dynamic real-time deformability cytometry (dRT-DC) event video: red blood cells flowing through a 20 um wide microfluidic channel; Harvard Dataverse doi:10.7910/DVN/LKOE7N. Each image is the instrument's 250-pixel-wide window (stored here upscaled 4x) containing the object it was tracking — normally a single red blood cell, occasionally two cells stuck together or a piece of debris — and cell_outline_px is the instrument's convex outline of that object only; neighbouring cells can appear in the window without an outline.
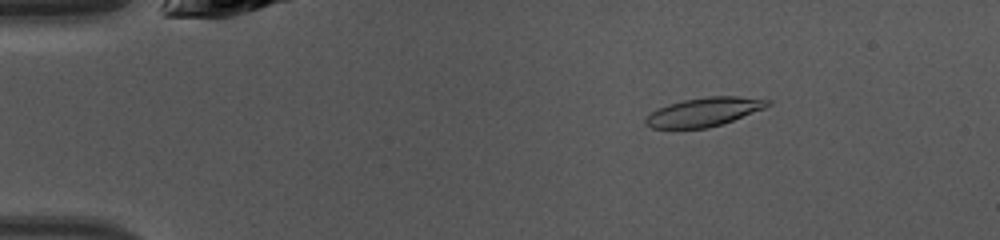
{"species": "common noctule bat (a hibernating species)", "species_latin": "Nyctalus noctula", "temperature_condition": "warm", "stored_images_in_passage": 46, "camera_frame_rate_fps": 3000, "um_per_image_px": 0.085, "animal": {"sex": "female", "body_mass_g": 10.0, "forearm_length_mm": 53.1}, "frame": {"image": 1, "passage_image": 8, "time_ms": 2.333, "image_size_px": [1000, 240], "cell_outline_px": [[772, 104], [764, 108], [724, 124], [708, 128], [652, 128], [644, 124], [644, 120], [656, 108], [668, 104], [684, 100], [708, 96], [736, 96], [772, 100]], "centroid_in_image_um": [59.85, 9.51], "position_along_channel_um": 25.1, "area_um2": 20.52}}
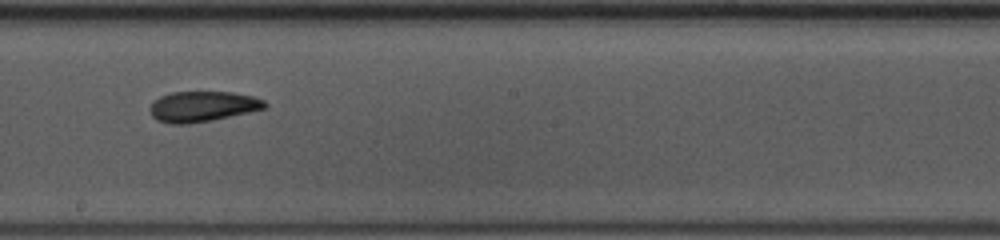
{"frame": {"image": 2, "passage_image": 27, "time_ms": 8.667, "image_size_px": [1000, 240], "cell_outline_px": [[268, 108], [212, 120], [188, 124], [172, 124], [156, 120], [152, 116], [148, 108], [160, 96], [172, 92], [232, 92], [252, 96], [264, 100], [268, 104]], "centroid_in_image_um": [17.23, 9.05], "position_along_channel_um": 231.0, "area_um2": 20.46}}
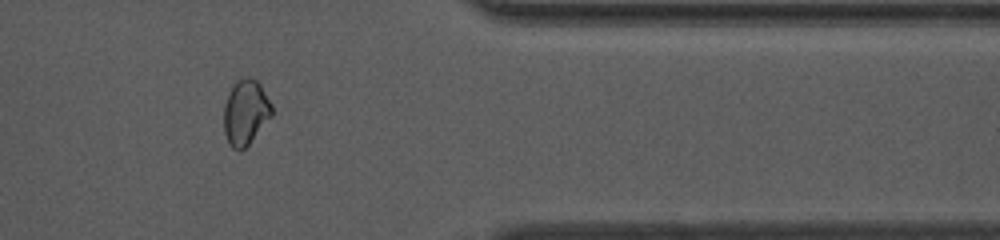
{"frame": {"image": 3, "passage_image": 38, "time_ms": 12.333, "image_size_px": [1000, 240], "cell_outline_px": [[272, 116], [248, 144], [244, 148], [232, 148], [228, 144], [224, 132], [224, 104], [228, 92], [236, 80], [248, 76], [252, 76], [260, 84], [272, 104]], "centroid_in_image_um": [20.86, 9.5], "position_along_channel_um": 390.5, "area_um2": 18.26}, "authors_computed_cell_mechanics": {"area_um2": 20.1722, "velocity_mm_per_s": 4.271, "shape_relaxation_time_tau1_ms": null, "shape_relaxation_time_tau2_ms": 1.5005, "deformation_change_tau1": null, "deformation_change_tau2": 0.0777}}